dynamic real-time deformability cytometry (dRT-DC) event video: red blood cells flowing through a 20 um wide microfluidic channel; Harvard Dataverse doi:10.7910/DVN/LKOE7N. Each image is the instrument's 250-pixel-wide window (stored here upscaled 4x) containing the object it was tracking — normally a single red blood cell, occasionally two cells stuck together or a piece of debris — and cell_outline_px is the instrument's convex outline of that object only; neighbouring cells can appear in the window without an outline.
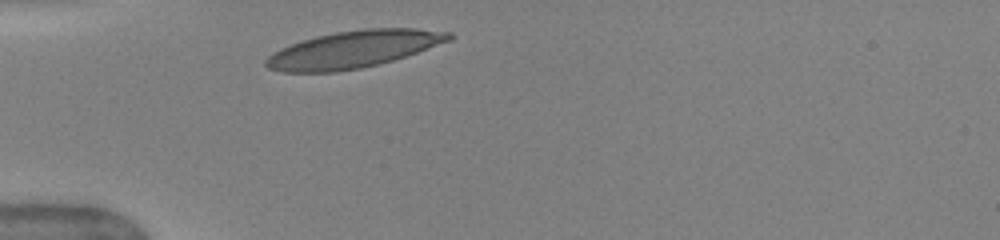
{"species": "human", "species_latin": "Homo sapiens", "temperature_condition": "warm", "stored_images_in_passage": 43, "camera_frame_rate_fps": 3000, "um_per_image_px": 0.085, "donor": {"sex": "female"}, "frame": {"image": 1, "passage_image": 1, "time_ms": 0.0, "image_size_px": [1000, 240], "cell_outline_px": [[456, 36], [452, 40], [392, 60], [360, 68], [336, 72], [284, 72], [268, 68], [264, 64], [264, 60], [268, 56], [280, 48], [300, 40], [316, 36], [336, 32], [364, 28], [416, 28], [452, 32]], "centroid_in_image_um": [30.04, 4.18], "position_along_channel_um": 55.0, "area_um2": 39.54}, "authors_computed_cell_mechanics": {"area_um2": 38.0902, "velocity_mm_per_s": 4.0091, "shape_relaxation_time_tau1_ms": 3.176, "shape_relaxation_time_tau2_ms": 0.7994, "deformation_change_tau1": 0.1648, "deformation_change_tau2": 0.0689}}